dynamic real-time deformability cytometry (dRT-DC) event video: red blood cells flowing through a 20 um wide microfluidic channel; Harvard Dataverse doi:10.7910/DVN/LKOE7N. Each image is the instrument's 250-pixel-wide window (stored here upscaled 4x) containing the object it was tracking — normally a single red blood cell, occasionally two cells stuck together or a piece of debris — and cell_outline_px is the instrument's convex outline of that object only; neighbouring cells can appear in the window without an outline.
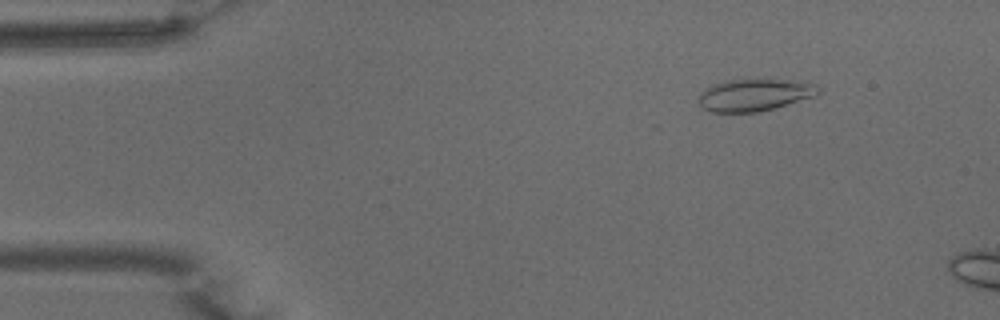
{"species": "common noctule bat (a hibernating species)", "species_latin": "Nyctalus noctula", "temperature_condition": "warm", "stored_images_in_passage": 10, "camera_frame_rate_fps": 3000, "um_per_image_px": 0.085, "animal": {"sex": "male", "body_mass_g": 15.6}, "frame": {"image": 1, "passage_image": 6, "time_ms": 1.667, "image_size_px": [1000, 320], "cell_outline_px": [[820, 92], [816, 96], [776, 108], [760, 112], [712, 112], [704, 108], [696, 100], [700, 92], [704, 88], [728, 80], [788, 80], [820, 84]], "centroid_in_image_um": [64.16, 8.08], "position_along_channel_um": 20.8, "area_um2": 22.54}}